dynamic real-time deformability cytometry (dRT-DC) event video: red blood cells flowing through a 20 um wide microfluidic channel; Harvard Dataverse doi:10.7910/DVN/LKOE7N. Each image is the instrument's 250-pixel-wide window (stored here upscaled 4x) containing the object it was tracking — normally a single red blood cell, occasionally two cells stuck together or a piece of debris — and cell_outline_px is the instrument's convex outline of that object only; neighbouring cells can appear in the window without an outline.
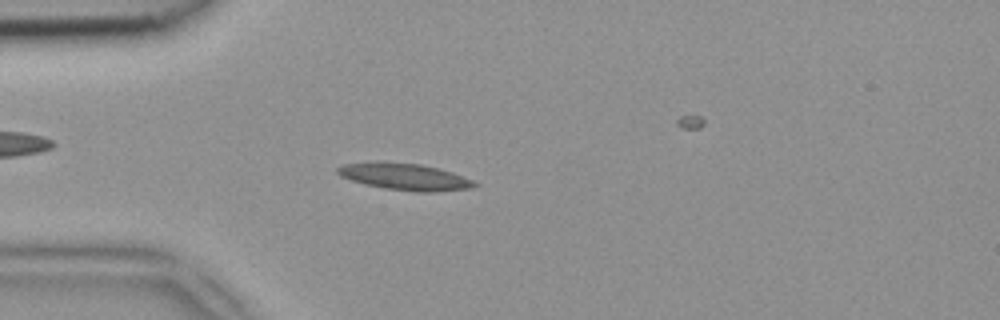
{"species": "common noctule bat (a hibernating species)", "species_latin": "Nyctalus noctula", "temperature_condition": "room temperature", "stored_images_in_passage": 50, "camera_frame_rate_fps": 3000, "um_per_image_px": 0.085, "animal": {"sex": "female", "body_mass_g": 18.4}, "frame": {"image": 1, "passage_image": 13, "time_ms": 4.0, "image_size_px": [1000, 320], "cell_outline_px": [[480, 184], [468, 188], [432, 192], [416, 192], [384, 188], [364, 184], [340, 176], [336, 172], [336, 168], [344, 164], [384, 160], [420, 164], [440, 168], [452, 172], [472, 180]], "centroid_in_image_um": [34.36, 15.0], "position_along_channel_um": 50.6, "area_um2": 21.56}}
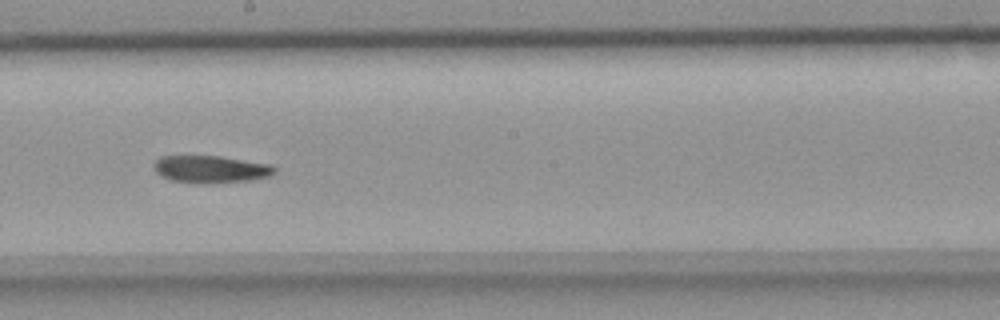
{"frame": {"image": 2, "passage_image": 27, "time_ms": 8.667, "image_size_px": [1000, 320], "cell_outline_px": [[276, 172], [272, 176], [248, 180], [208, 184], [204, 184], [172, 180], [160, 176], [152, 168], [152, 164], [160, 156], [220, 156], [272, 164], [276, 168]], "centroid_in_image_um": [17.92, 14.38], "position_along_channel_um": 230.3, "area_um2": 19.48}}
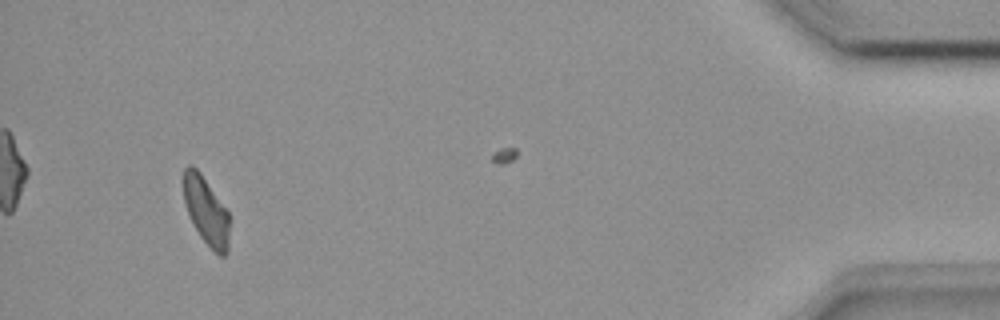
{"frame": {"image": 3, "passage_image": 46, "time_ms": 15.0, "image_size_px": [1000, 320], "cell_outline_px": [[228, 252], [224, 256], [220, 256], [200, 236], [188, 212], [184, 200], [184, 168], [188, 164], [192, 164], [200, 172], [228, 212]], "centroid_in_image_um": [17.52, 17.9], "position_along_channel_um": 417.7, "area_um2": 17.57}}